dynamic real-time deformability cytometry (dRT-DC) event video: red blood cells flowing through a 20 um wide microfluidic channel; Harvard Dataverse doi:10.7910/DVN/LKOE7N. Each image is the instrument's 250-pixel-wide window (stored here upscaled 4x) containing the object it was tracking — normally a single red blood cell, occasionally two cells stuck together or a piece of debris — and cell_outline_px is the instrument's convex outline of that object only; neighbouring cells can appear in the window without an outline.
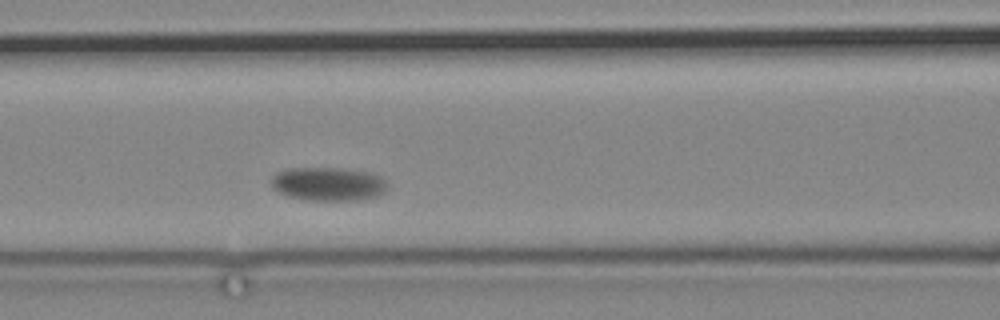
{"species": "common noctule bat (a hibernating species)", "species_latin": "Nyctalus noctula", "temperature_condition": "cold", "stored_images_in_passage": 3, "camera_frame_rate_fps": 3000, "um_per_image_px": 0.085, "animal": {"sex": "male", "body_mass_g": 19.2, "forearm_length_mm": 51.8}, "frame": {"image": 1, "passage_image": 3, "time_ms": 2.333, "image_size_px": [1000, 320], "cell_outline_px": [[384, 192], [376, 196], [356, 200], [304, 200], [288, 196], [272, 188], [272, 176], [276, 172], [288, 168], [344, 168], [372, 172], [380, 176], [384, 180]], "centroid_in_image_um": [27.86, 15.62], "position_along_channel_um": 138.7, "area_um2": 22.72}}